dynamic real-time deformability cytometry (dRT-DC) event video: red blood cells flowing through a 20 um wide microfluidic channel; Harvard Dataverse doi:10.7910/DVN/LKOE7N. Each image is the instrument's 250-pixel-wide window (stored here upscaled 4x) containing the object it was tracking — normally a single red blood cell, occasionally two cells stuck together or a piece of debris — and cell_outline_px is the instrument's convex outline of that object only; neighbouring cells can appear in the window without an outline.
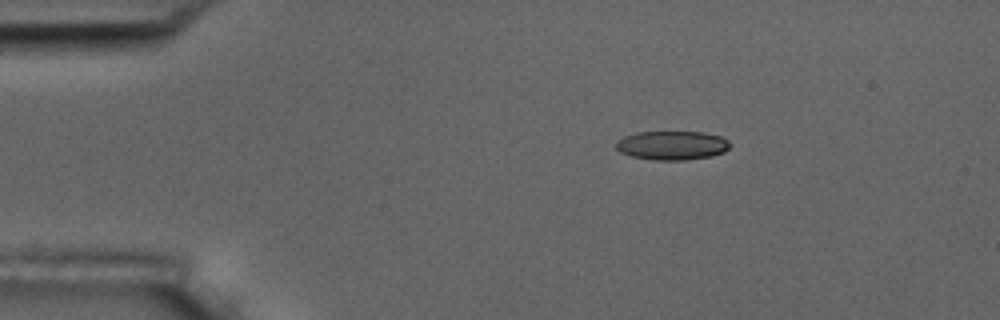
{"species": "common noctule bat (a hibernating species)", "species_latin": "Nyctalus noctula", "temperature_condition": "room temperature", "stored_images_in_passage": 3, "camera_frame_rate_fps": 3000, "um_per_image_px": 0.085, "animal": {"sex": "male", "body_mass_g": 17.5, "forearm_length_mm": 52.3}, "frame": {"image": 1, "passage_image": 1, "time_ms": 0.0, "image_size_px": [1000, 320], "cell_outline_px": [[732, 144], [724, 152], [712, 156], [684, 160], [652, 160], [632, 156], [620, 152], [616, 148], [616, 140], [624, 136], [636, 132], [704, 132], [720, 136], [728, 140]], "centroid_in_image_um": [57.13, 12.35], "position_along_channel_um": 27.9, "area_um2": 19.36}}
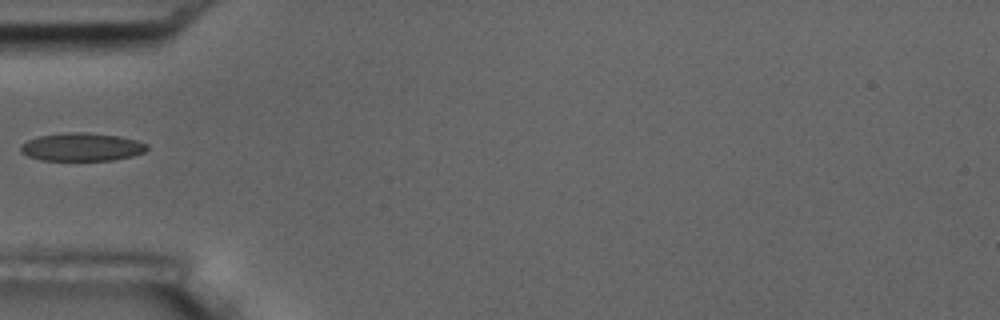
{"frame": {"image": 2, "passage_image": 3, "time_ms": 3.0, "image_size_px": [1000, 320], "cell_outline_px": [[148, 148], [144, 152], [132, 156], [112, 160], [40, 160], [28, 156], [20, 152], [20, 144], [28, 140], [40, 136], [64, 132], [88, 132], [120, 136], [136, 140], [148, 144]], "centroid_in_image_um": [6.94, 12.49], "position_along_channel_um": 78.1, "area_um2": 20.81}}